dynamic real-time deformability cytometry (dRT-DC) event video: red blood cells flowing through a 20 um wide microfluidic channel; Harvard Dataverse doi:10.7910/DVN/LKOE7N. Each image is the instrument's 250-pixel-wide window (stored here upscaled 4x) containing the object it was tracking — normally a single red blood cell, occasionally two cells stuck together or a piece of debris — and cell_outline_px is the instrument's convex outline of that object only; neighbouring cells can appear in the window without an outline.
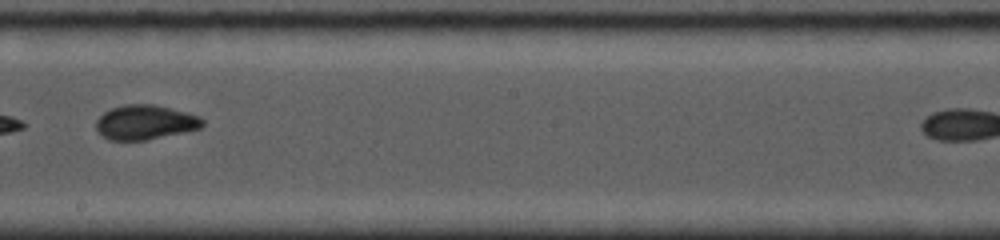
{"species": "common noctule bat (a hibernating species)", "species_latin": "Nyctalus noctula", "temperature_condition": "cold", "stored_images_in_passage": 12, "camera_frame_rate_fps": 5000, "um_per_image_px": 0.085, "animal": {"sex": "female", "body_mass_g": 19.0, "forearm_length_mm": 53.3}, "frame": {"image": 1, "passage_image": 6, "time_ms": 4.2, "image_size_px": [1000, 240], "cell_outline_px": [[204, 124], [200, 128], [148, 140], [108, 140], [96, 128], [96, 120], [104, 112], [112, 108], [124, 104], [156, 104], [188, 112], [200, 116], [204, 120]], "centroid_in_image_um": [12.36, 10.38], "position_along_channel_um": 235.8, "area_um2": 21.5}}